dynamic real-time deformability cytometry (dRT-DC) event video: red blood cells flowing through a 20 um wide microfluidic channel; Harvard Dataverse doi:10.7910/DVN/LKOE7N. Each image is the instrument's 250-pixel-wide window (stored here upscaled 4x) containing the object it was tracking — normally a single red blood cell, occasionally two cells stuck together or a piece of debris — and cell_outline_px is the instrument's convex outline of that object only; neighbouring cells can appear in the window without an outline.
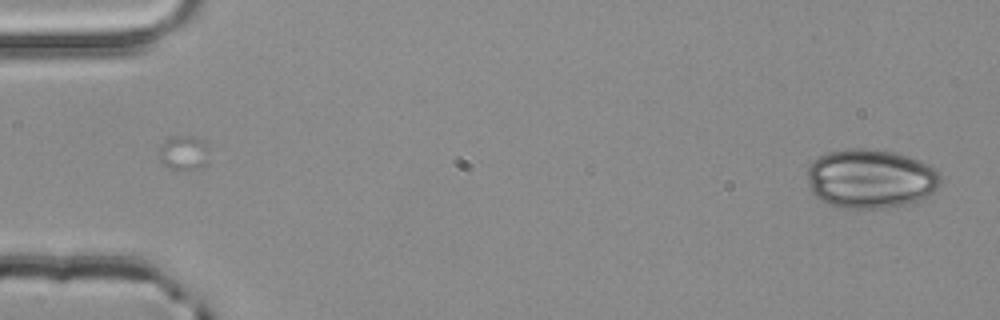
{"species": "common noctule bat (a hibernating species)", "species_latin": "Nyctalus noctula", "temperature_condition": "room temperature", "stored_images_in_passage": 4, "camera_frame_rate_fps": 3000, "um_per_image_px": 0.085, "animal": {"sex": "male", "body_mass_g": 20.4}, "frame": {"image": 1, "passage_image": 1, "time_ms": 0.0, "image_size_px": [1000, 320], "cell_outline_px": [[940, 184], [932, 192], [916, 200], [904, 204], [880, 208], [844, 208], [832, 204], [816, 196], [812, 192], [808, 184], [808, 168], [812, 160], [828, 152], [848, 148], [868, 148], [896, 152], [920, 160], [936, 168], [940, 172]], "centroid_in_image_um": [74.0, 15.15], "position_along_channel_um": 11.0, "area_um2": 45.78}}